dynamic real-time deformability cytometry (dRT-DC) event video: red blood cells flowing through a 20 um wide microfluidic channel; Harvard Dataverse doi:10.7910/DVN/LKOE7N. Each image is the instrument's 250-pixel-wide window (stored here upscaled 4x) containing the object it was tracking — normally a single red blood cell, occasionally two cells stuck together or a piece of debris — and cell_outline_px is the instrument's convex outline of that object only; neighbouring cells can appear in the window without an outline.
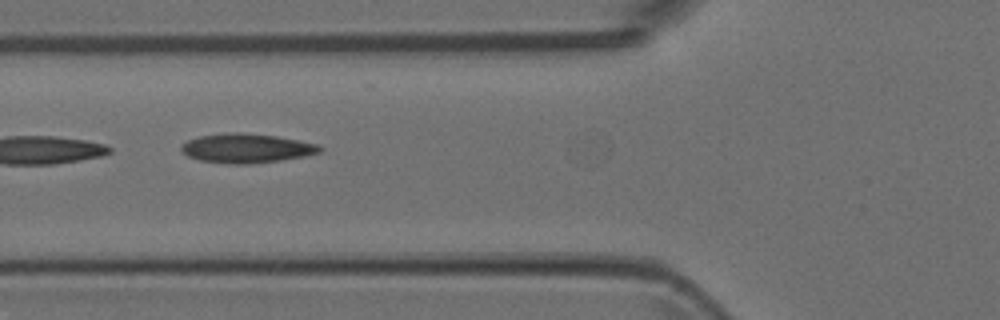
{"species": "Egyptian fruit bat (a non-hibernating species)", "species_latin": "Rousettus aegyptiacus", "temperature_condition": "room temperature", "stored_images_in_passage": 8, "segment_of_instrument_passage": [1, 2], "camera_frame_rate_fps": 3000, "um_per_image_px": 0.085, "animal": {"sex": "female"}, "frame": {"image": 1, "passage_image": 6, "time_ms": 1.667, "image_size_px": [1000, 320], "cell_outline_px": [[324, 148], [320, 152], [304, 156], [280, 160], [248, 164], [228, 164], [200, 160], [188, 156], [180, 148], [180, 144], [188, 140], [200, 136], [236, 132], [276, 136], [316, 144]], "centroid_in_image_um": [20.93, 12.61], "position_along_channel_um": 104.9, "area_um2": 23.29}}